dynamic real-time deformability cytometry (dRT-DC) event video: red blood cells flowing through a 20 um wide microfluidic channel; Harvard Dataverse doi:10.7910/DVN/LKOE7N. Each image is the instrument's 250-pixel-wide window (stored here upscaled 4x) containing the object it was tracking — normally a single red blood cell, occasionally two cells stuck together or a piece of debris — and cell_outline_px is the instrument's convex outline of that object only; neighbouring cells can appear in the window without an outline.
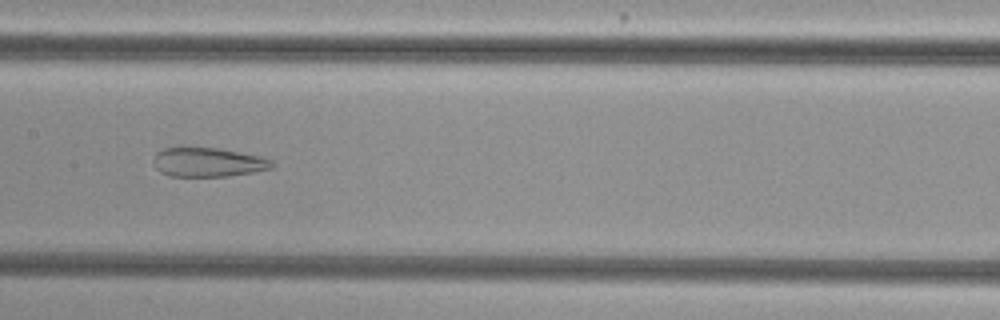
{"species": "common noctule bat (a hibernating species)", "species_latin": "Nyctalus noctula", "temperature_condition": "cold", "stored_images_in_passage": 54, "camera_frame_rate_fps": 3000, "um_per_image_px": 0.085, "animal": {"sex": "female", "body_mass_g": 29.2, "forearm_length_mm": 56.3}, "frame": {"image": 1, "passage_image": 28, "time_ms": 9.0, "image_size_px": [1000, 320], "cell_outline_px": [[276, 164], [272, 168], [252, 172], [228, 176], [168, 176], [160, 172], [156, 168], [152, 160], [156, 152], [164, 148], [180, 144], [216, 148], [260, 156], [272, 160]], "centroid_in_image_um": [17.6, 13.75], "position_along_channel_um": 189.8, "area_um2": 20.81}}
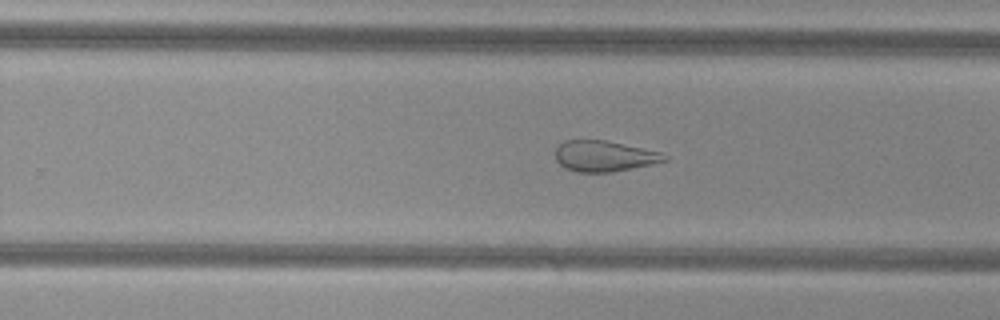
{"frame": {"image": 2, "passage_image": 35, "time_ms": 11.333, "image_size_px": [1000, 320], "cell_outline_px": [[668, 160], [652, 164], [612, 172], [576, 172], [560, 164], [556, 160], [556, 148], [564, 140], [604, 140], [660, 152], [668, 156]], "centroid_in_image_um": [51.36, 13.27], "position_along_channel_um": 278.4, "area_um2": 19.36}}
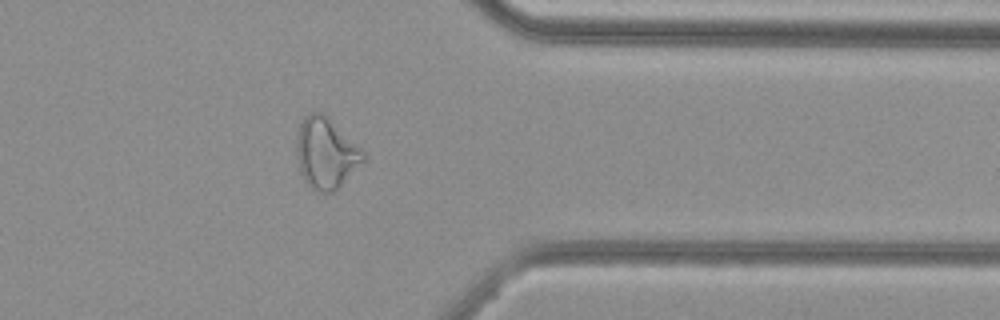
{"frame": {"image": 3, "passage_image": 44, "time_ms": 14.333, "image_size_px": [1000, 320], "cell_outline_px": [[364, 160], [332, 192], [320, 192], [312, 188], [304, 180], [300, 172], [296, 156], [296, 140], [300, 124], [304, 116], [308, 112], [320, 112], [364, 148]], "centroid_in_image_um": [27.68, 12.99], "position_along_channel_um": 383.7, "area_um2": 27.17}, "authors_computed_cell_mechanics": {"area_um2": 28.4376, "velocity_mm_per_s": 3.8099, "shape_relaxation_time_tau1_ms": null, "shape_relaxation_time_tau2_ms": 1.8698, "deformation_change_tau1": null, "deformation_change_tau2": 0.1118}}